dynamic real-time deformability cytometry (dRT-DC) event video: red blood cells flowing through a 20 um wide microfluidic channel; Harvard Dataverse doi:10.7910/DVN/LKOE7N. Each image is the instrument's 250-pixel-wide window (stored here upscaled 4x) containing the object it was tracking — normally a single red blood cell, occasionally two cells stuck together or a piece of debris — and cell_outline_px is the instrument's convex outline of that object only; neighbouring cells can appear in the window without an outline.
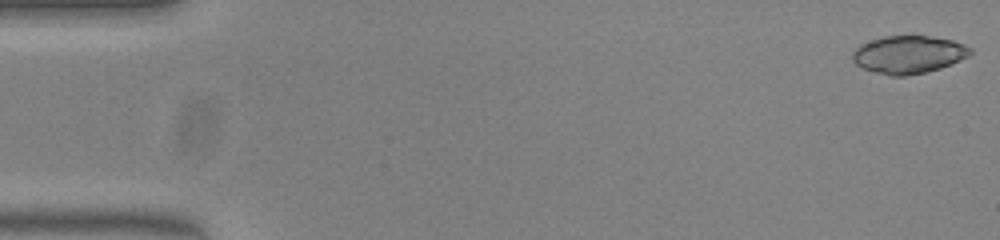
{"species": "common noctule bat (a hibernating species)", "species_latin": "Nyctalus noctula", "temperature_condition": "warm", "stored_images_in_passage": 51, "camera_frame_rate_fps": 3000, "um_per_image_px": 0.085, "animal": {"sex": "female", "body_mass_g": 23.0, "forearm_length_mm": 53.4}, "frame": {"image": 1, "passage_image": 1, "time_ms": 0.0, "image_size_px": [1000, 240], "cell_outline_px": [[972, 52], [968, 56], [960, 60], [940, 68], [924, 72], [904, 76], [888, 76], [864, 68], [856, 64], [852, 60], [852, 52], [860, 44], [884, 36], [928, 36], [952, 40], [964, 44], [972, 48]], "centroid_in_image_um": [77.22, 4.63], "position_along_channel_um": 7.8, "area_um2": 25.78}}
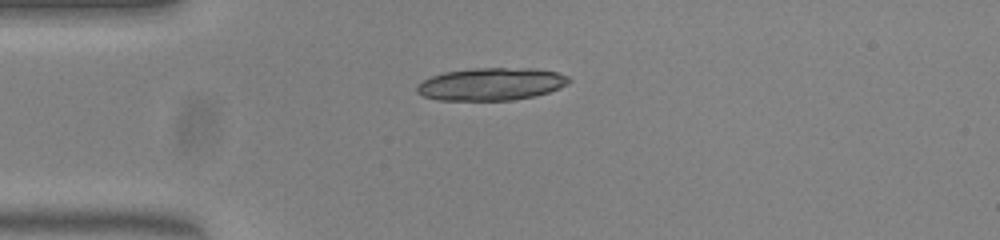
{"frame": {"image": 2, "passage_image": 13, "time_ms": 4.0, "image_size_px": [1000, 240], "cell_outline_px": [[572, 80], [568, 84], [560, 88], [536, 96], [512, 100], [440, 100], [424, 96], [416, 92], [416, 84], [432, 76], [444, 72], [472, 68], [532, 68], [556, 72], [568, 76]], "centroid_in_image_um": [41.76, 7.14], "position_along_channel_um": 43.2, "area_um2": 28.96}}